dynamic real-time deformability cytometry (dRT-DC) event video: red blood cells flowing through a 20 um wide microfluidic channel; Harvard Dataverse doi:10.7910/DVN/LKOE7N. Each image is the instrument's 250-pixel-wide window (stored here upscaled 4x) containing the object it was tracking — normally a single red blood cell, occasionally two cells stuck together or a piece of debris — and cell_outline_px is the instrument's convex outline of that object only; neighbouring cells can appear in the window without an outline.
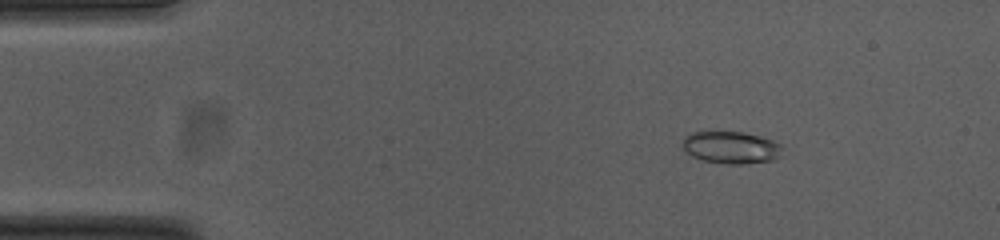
{"species": "common noctule bat (a hibernating species)", "species_latin": "Nyctalus noctula", "temperature_condition": "cold", "stored_images_in_passage": 48, "camera_frame_rate_fps": 3000, "um_per_image_px": 0.085, "animal": {"sex": "female", "body_mass_g": 23.0, "forearm_length_mm": 53.4}, "frame": {"image": 1, "passage_image": 2, "time_ms": 0.333, "image_size_px": [1000, 240], "cell_outline_px": [[784, 148], [780, 156], [772, 160], [744, 164], [724, 164], [704, 160], [692, 156], [684, 148], [684, 136], [692, 132], [708, 128], [740, 132], [772, 140], [780, 144]], "centroid_in_image_um": [62.11, 12.49], "position_along_channel_um": 22.9, "area_um2": 19.19}}
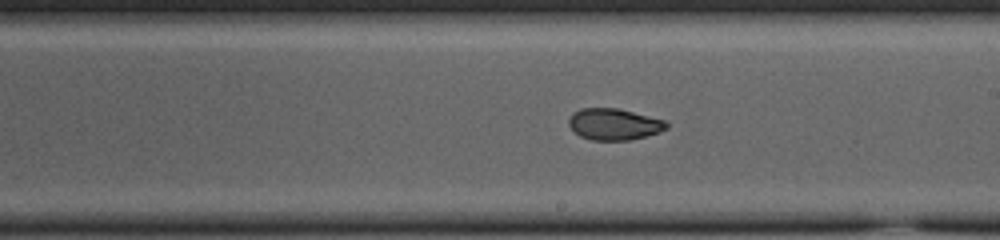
{"frame": {"image": 2, "passage_image": 25, "time_ms": 8.0, "image_size_px": [1000, 240], "cell_outline_px": [[668, 128], [660, 132], [632, 140], [592, 140], [580, 136], [568, 124], [568, 120], [572, 112], [580, 108], [616, 108], [664, 120], [668, 124]], "centroid_in_image_um": [52.18, 10.56], "position_along_channel_um": 236.8, "area_um2": 17.86}}
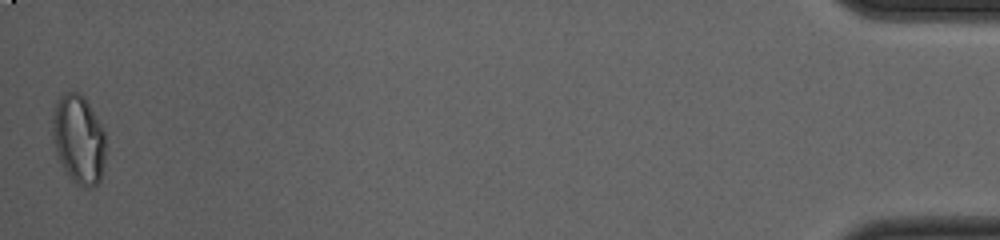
{"frame": {"image": 3, "passage_image": 48, "time_ms": 15.667, "image_size_px": [1000, 240], "cell_outline_px": [[104, 164], [100, 180], [92, 188], [84, 188], [76, 184], [68, 176], [56, 152], [52, 136], [52, 120], [56, 100], [64, 92], [80, 92], [84, 96], [100, 124], [104, 132]], "centroid_in_image_um": [6.67, 11.84], "position_along_channel_um": 428.5, "area_um2": 27.51}, "authors_computed_cell_mechanics": {"area_um2": 19.2185, "velocity_mm_per_s": 3.76, "shape_relaxation_time_tau1_ms": 6.8324, "shape_relaxation_time_tau2_ms": 1.7302, "deformation_change_tau1": 0.1454, "deformation_change_tau2": 0.0592}}